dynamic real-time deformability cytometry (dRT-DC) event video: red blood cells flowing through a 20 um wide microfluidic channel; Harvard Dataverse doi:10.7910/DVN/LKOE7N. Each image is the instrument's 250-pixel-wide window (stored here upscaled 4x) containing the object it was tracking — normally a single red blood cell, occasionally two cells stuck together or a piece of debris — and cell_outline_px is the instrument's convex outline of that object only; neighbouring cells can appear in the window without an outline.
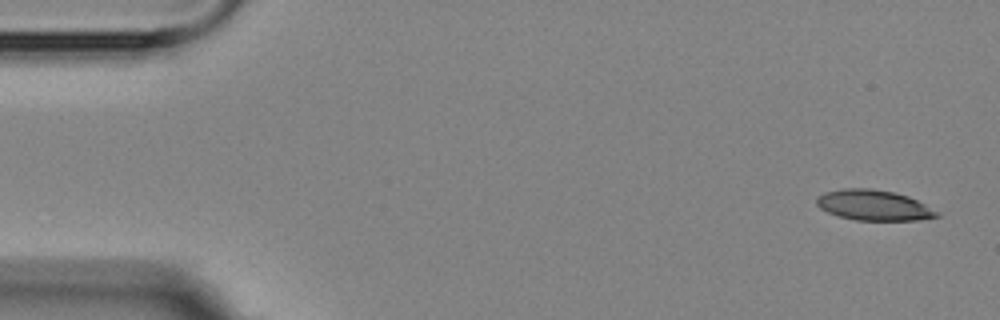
{"species": "Egyptian fruit bat (a non-hibernating species)", "species_latin": "Rousettus aegyptiacus", "temperature_condition": "room temperature", "stored_images_in_passage": 5, "segment_of_instrument_passage": [2, 2], "camera_frame_rate_fps": 3000, "um_per_image_px": 0.085, "animal": {"sex": "female"}, "frame": {"image": 1, "passage_image": 5, "time_ms": 5.667, "image_size_px": [1000, 320], "cell_outline_px": [[940, 216], [920, 220], [856, 220], [840, 216], [828, 212], [820, 208], [816, 204], [816, 196], [824, 192], [844, 188], [872, 188], [892, 192], [908, 196], [940, 212]], "centroid_in_image_um": [74.26, 17.44], "position_along_channel_um": 10.7, "area_um2": 21.33}}